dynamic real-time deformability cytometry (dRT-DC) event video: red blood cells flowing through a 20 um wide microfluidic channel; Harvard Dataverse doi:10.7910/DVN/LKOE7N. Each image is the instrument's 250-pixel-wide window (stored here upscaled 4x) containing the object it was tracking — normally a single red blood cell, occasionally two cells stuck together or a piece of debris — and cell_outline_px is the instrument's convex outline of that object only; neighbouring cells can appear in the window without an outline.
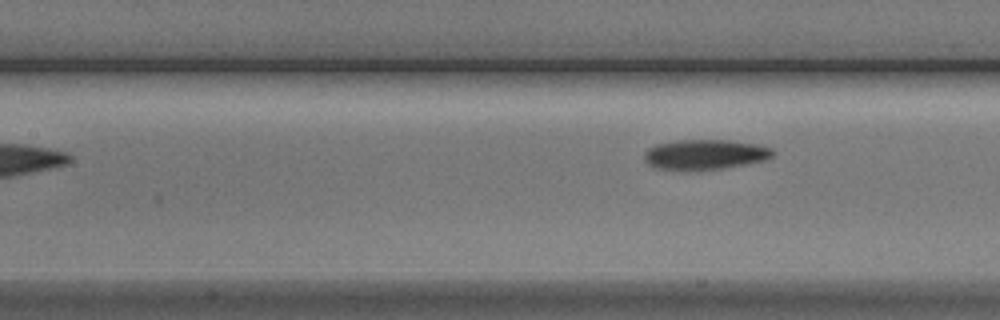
{"species": "Egyptian fruit bat (a non-hibernating species)", "species_latin": "Rousettus aegyptiacus", "temperature_condition": "cold", "stored_images_in_passage": 5, "camera_frame_rate_fps": 3000, "um_per_image_px": 0.085, "animal": {"sex": "male"}, "frame": {"image": 1, "passage_image": 5, "time_ms": 4.667, "image_size_px": [1000, 320], "cell_outline_px": [[776, 152], [768, 160], [748, 164], [724, 168], [656, 168], [648, 164], [644, 160], [644, 152], [648, 148], [656, 144], [676, 140], [728, 140], [756, 144], [772, 148]], "centroid_in_image_um": [59.98, 13.1], "position_along_channel_um": 147.4, "area_um2": 22.2}}